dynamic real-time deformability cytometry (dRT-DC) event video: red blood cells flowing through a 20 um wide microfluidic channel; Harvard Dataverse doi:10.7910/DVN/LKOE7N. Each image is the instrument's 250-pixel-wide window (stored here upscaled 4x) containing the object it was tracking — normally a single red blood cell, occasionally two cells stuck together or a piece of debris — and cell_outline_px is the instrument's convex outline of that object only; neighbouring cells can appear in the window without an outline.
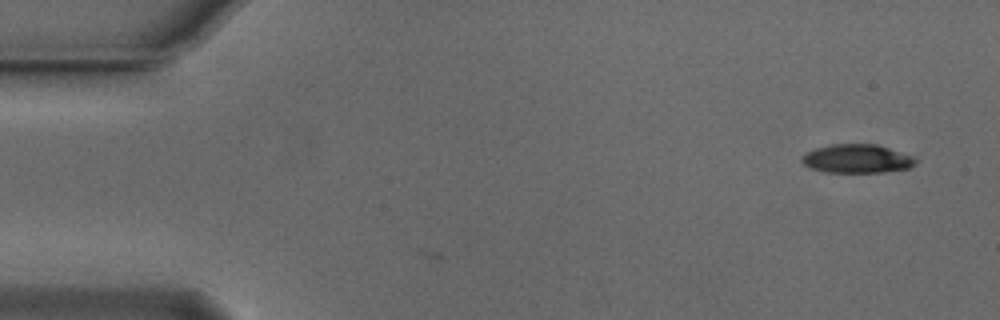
{"species": "Egyptian fruit bat (a non-hibernating species)", "species_latin": "Rousettus aegyptiacus", "temperature_condition": "cold", "stored_images_in_passage": 4, "camera_frame_rate_fps": 3000, "um_per_image_px": 0.085, "animal": {"sex": "male"}, "frame": {"image": 1, "passage_image": 4, "time_ms": 1.0, "image_size_px": [1000, 320], "cell_outline_px": [[920, 160], [916, 164], [908, 168], [884, 172], [824, 172], [812, 168], [804, 164], [800, 160], [800, 156], [804, 152], [816, 148], [832, 144], [876, 144], [916, 156]], "centroid_in_image_um": [72.87, 13.48], "position_along_channel_um": 12.1, "area_um2": 19.31}}